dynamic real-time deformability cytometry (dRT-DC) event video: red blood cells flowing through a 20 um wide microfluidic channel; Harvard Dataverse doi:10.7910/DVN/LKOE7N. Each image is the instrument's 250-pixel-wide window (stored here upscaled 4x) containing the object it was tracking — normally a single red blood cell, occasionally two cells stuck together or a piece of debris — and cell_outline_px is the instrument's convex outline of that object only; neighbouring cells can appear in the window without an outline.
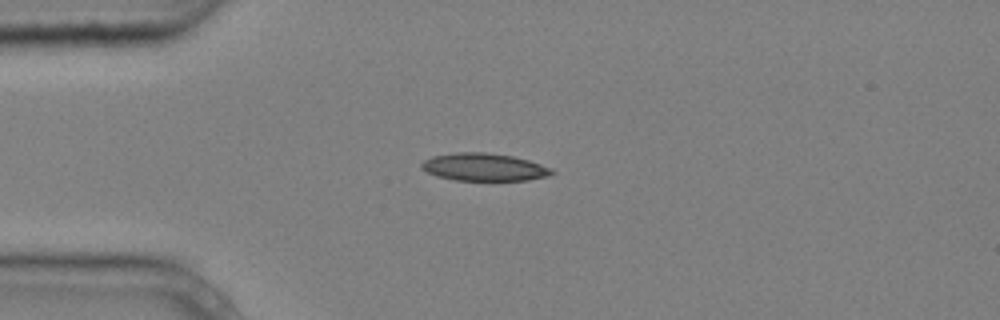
{"species": "common noctule bat (a hibernating species)", "species_latin": "Nyctalus noctula", "temperature_condition": "cold", "stored_images_in_passage": 3, "camera_frame_rate_fps": 3000, "um_per_image_px": 0.085, "animal": {"sex": "male", "body_mass_g": 20.4}, "frame": {"image": 1, "passage_image": 1, "time_ms": 0.0, "image_size_px": [1000, 320], "cell_outline_px": [[556, 172], [548, 176], [528, 180], [456, 180], [436, 176], [428, 172], [420, 164], [424, 160], [432, 156], [456, 152], [484, 152], [512, 156], [528, 160], [552, 168]], "centroid_in_image_um": [41.16, 14.2], "position_along_channel_um": 43.8, "area_um2": 20.87}}
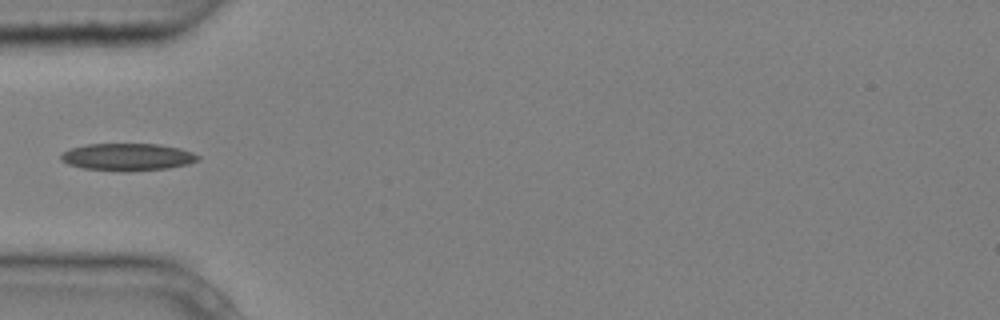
{"frame": {"image": 2, "passage_image": 2, "time_ms": 0.333, "image_size_px": [1000, 320], "cell_outline_px": [[200, 160], [188, 164], [168, 168], [128, 172], [120, 172], [84, 168], [68, 164], [60, 160], [60, 156], [68, 148], [88, 144], [160, 144], [180, 148], [192, 152], [200, 156]], "centroid_in_image_um": [10.85, 13.35], "position_along_channel_um": 74.2, "area_um2": 22.08}}
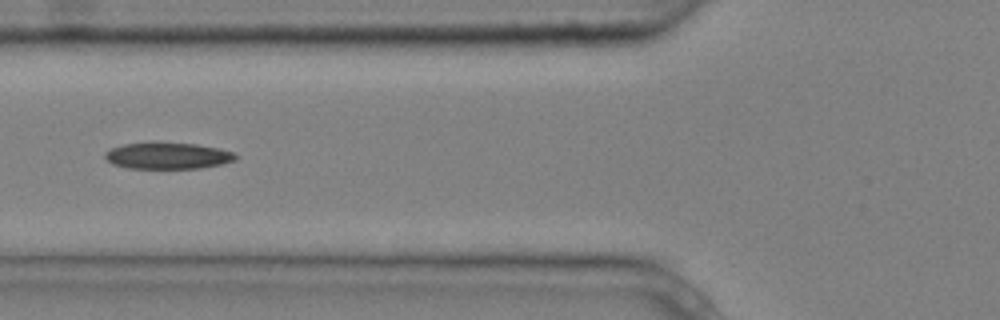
{"frame": {"image": 3, "passage_image": 3, "time_ms": 0.667, "image_size_px": [1000, 320], "cell_outline_px": [[240, 156], [236, 160], [220, 164], [200, 168], [128, 168], [112, 164], [104, 156], [104, 152], [112, 148], [124, 144], [196, 144], [220, 148], [236, 152]], "centroid_in_image_um": [14.33, 13.26], "position_along_channel_um": 111.5, "area_um2": 19.77}}